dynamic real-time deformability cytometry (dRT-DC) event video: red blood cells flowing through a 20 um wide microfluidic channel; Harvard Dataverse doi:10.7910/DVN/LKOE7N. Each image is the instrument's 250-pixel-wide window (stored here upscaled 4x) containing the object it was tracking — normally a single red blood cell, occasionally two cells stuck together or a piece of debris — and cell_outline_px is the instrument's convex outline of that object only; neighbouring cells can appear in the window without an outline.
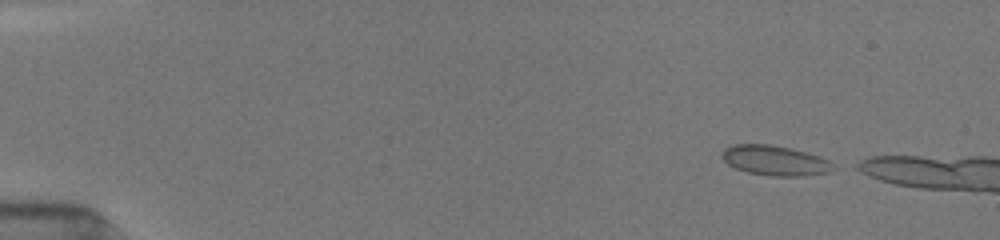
{"species": "common noctule bat (a hibernating species)", "species_latin": "Nyctalus noctula", "temperature_condition": "room temperature", "stored_images_in_passage": 3, "camera_frame_rate_fps": 3000, "um_per_image_px": 0.085, "animal": {"sex": "female", "body_mass_g": 19.5, "forearm_length_mm": 54.1}, "frame": {"image": 1, "passage_image": 1, "time_ms": 0.0, "image_size_px": [1000, 240], "cell_outline_px": [[836, 168], [828, 172], [804, 176], [768, 176], [748, 172], [736, 168], [728, 164], [720, 156], [720, 152], [724, 148], [732, 144], [768, 144], [788, 148], [804, 152], [828, 160], [836, 164]], "centroid_in_image_um": [65.84, 13.65], "position_along_channel_um": 19.2, "area_um2": 19.42}}